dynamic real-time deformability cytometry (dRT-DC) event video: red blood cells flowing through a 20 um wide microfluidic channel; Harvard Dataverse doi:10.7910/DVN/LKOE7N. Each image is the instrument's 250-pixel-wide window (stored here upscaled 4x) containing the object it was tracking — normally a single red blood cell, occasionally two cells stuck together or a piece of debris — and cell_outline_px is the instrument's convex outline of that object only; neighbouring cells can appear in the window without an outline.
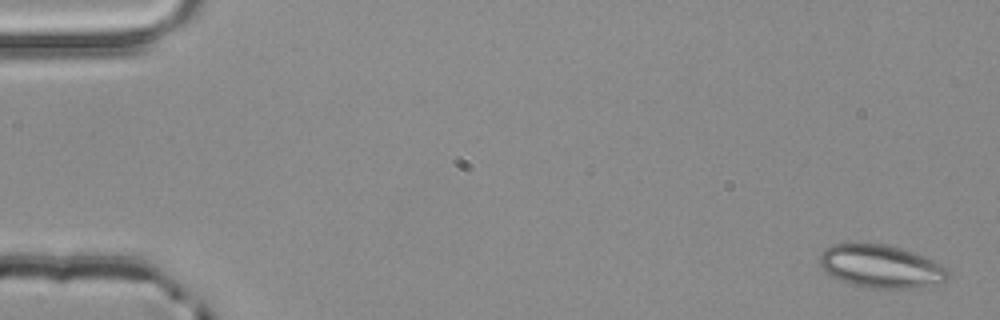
{"species": "common noctule bat (a hibernating species)", "species_latin": "Nyctalus noctula", "temperature_condition": "room temperature", "stored_images_in_passage": 4, "camera_frame_rate_fps": 3000, "um_per_image_px": 0.085, "animal": {"sex": "male", "body_mass_g": 20.4}, "frame": {"image": 1, "passage_image": 1, "time_ms": 0.0, "image_size_px": [1000, 320], "cell_outline_px": [[948, 276], [940, 284], [908, 288], [872, 288], [852, 284], [832, 276], [820, 264], [820, 252], [824, 248], [832, 244], [880, 244], [900, 248], [924, 256], [948, 268]], "centroid_in_image_um": [74.89, 22.64], "position_along_channel_um": 10.1, "area_um2": 31.67}}